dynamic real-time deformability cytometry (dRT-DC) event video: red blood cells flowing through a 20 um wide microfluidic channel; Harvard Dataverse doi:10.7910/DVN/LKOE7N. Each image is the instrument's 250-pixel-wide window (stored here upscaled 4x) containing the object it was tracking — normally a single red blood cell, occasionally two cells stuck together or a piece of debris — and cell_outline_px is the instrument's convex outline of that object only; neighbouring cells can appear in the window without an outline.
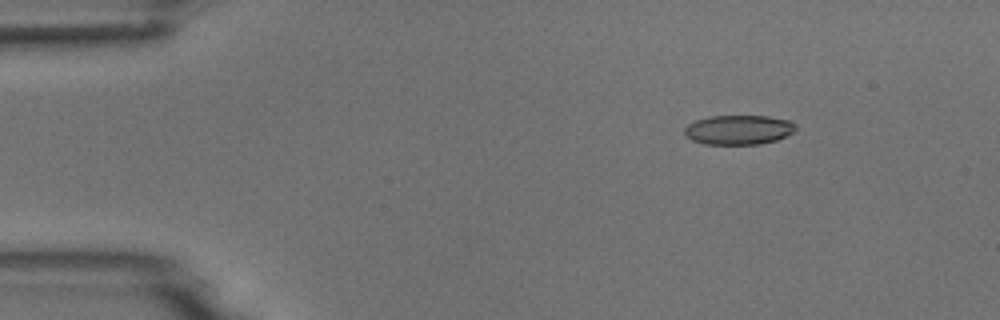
{"species": "common noctule bat (a hibernating species)", "species_latin": "Nyctalus noctula", "temperature_condition": "room temperature", "stored_images_in_passage": 8, "camera_frame_rate_fps": 3000, "um_per_image_px": 0.085, "animal": {"sex": "male", "body_mass_g": 18.8}, "frame": {"image": 1, "passage_image": 2, "time_ms": 1.333, "image_size_px": [1000, 320], "cell_outline_px": [[796, 128], [792, 132], [776, 140], [760, 144], [704, 144], [692, 140], [684, 132], [684, 128], [688, 124], [696, 120], [708, 116], [768, 116], [792, 120], [796, 124]], "centroid_in_image_um": [62.79, 11.02], "position_along_channel_um": 22.2, "area_um2": 19.13}}
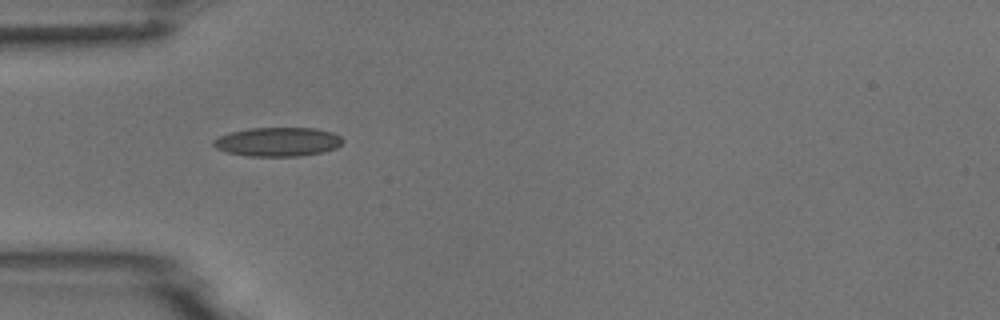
{"frame": {"image": 2, "passage_image": 4, "time_ms": 4.333, "image_size_px": [1000, 320], "cell_outline_px": [[344, 140], [336, 148], [324, 152], [300, 156], [248, 156], [228, 152], [216, 148], [212, 144], [212, 140], [220, 136], [232, 132], [248, 128], [316, 128], [332, 132], [340, 136]], "centroid_in_image_um": [23.63, 12.05], "position_along_channel_um": 61.4, "area_um2": 21.85}}
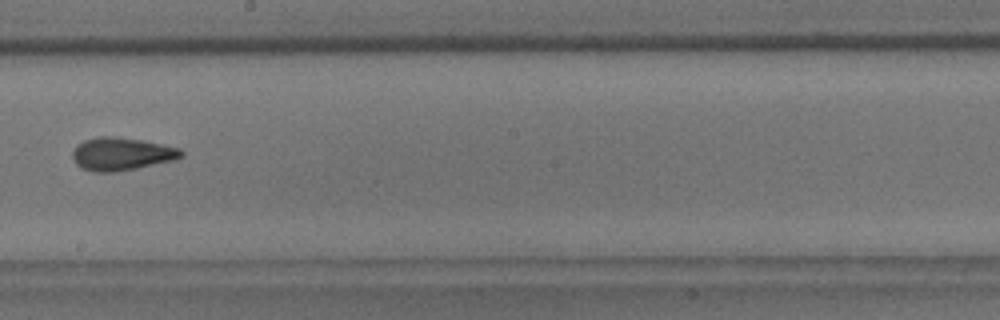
{"frame": {"image": 3, "passage_image": 8, "time_ms": 9.0, "image_size_px": [1000, 320], "cell_outline_px": [[184, 156], [172, 160], [136, 168], [112, 172], [92, 172], [80, 168], [72, 160], [72, 152], [76, 144], [84, 140], [100, 136], [112, 136], [140, 140], [180, 148], [184, 152]], "centroid_in_image_um": [10.27, 13.09], "position_along_channel_um": 237.9, "area_um2": 20.81}}